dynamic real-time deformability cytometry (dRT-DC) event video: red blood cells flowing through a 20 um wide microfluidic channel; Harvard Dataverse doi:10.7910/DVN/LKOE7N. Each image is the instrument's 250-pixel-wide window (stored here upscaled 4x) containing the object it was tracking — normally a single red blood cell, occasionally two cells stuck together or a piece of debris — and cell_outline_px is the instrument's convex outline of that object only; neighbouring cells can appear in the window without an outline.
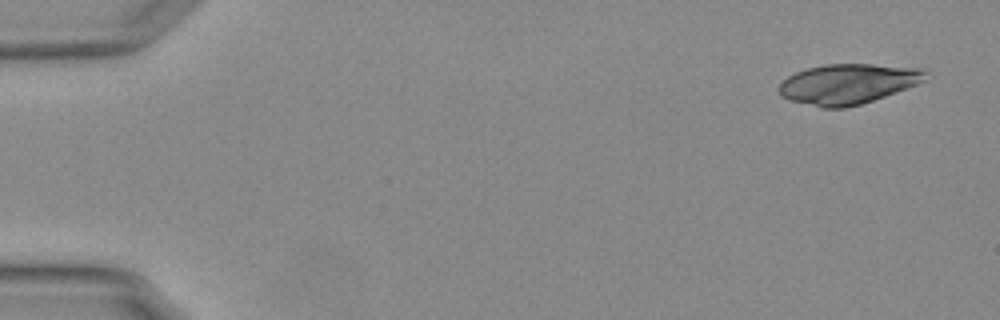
{"species": "Egyptian fruit bat (a non-hibernating species)", "species_latin": "Rousettus aegyptiacus", "temperature_condition": "warm", "stored_images_in_passage": 14, "camera_frame_rate_fps": 3000, "um_per_image_px": 0.085, "animal": {"sex": "female"}, "frame": {"image": 1, "passage_image": 1, "time_ms": 0.0, "image_size_px": [1000, 320], "cell_outline_px": [[928, 80], [896, 92], [860, 104], [844, 108], [820, 108], [788, 100], [780, 96], [776, 88], [788, 76], [796, 72], [808, 68], [824, 64], [872, 64], [928, 68]], "centroid_in_image_um": [72.09, 7.13], "position_along_channel_um": 12.9, "area_um2": 34.74}}